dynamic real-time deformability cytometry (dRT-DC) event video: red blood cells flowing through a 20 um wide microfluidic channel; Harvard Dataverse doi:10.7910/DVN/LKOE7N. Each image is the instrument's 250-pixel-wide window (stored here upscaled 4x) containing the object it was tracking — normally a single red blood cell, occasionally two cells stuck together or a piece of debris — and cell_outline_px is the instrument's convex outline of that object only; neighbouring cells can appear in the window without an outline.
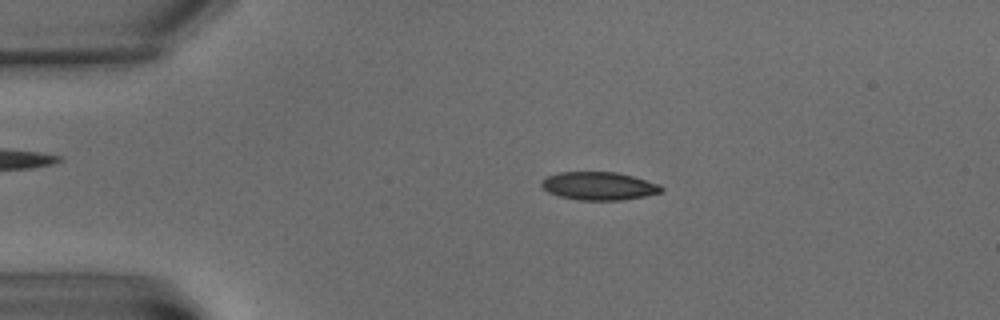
{"species": "common noctule bat (a hibernating species)", "species_latin": "Nyctalus noctula", "temperature_condition": "warm", "stored_images_in_passage": 10, "camera_frame_rate_fps": 3000, "um_per_image_px": 0.085, "animal": {"sex": "male", "body_mass_g": 15.6}, "frame": {"image": 1, "passage_image": 4, "time_ms": 3.667, "image_size_px": [1000, 320], "cell_outline_px": [[664, 192], [644, 196], [620, 200], [576, 200], [560, 196], [548, 192], [540, 184], [540, 180], [556, 172], [616, 172], [632, 176], [660, 184], [664, 188]], "centroid_in_image_um": [50.9, 15.8], "position_along_channel_um": 34.1, "area_um2": 19.71}}
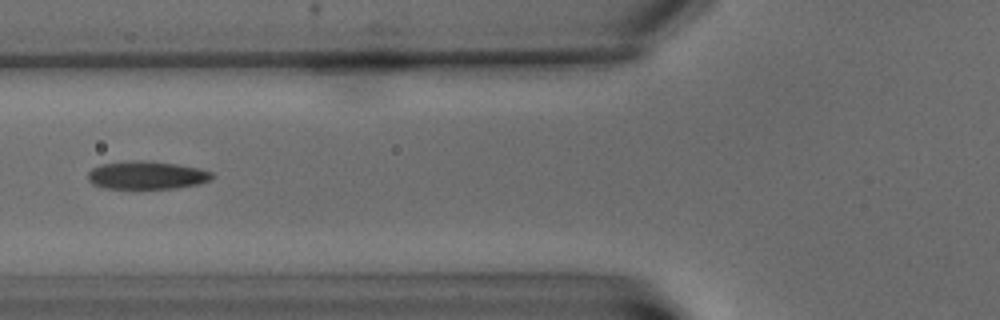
{"frame": {"image": 2, "passage_image": 7, "time_ms": 8.0, "image_size_px": [1000, 320], "cell_outline_px": [[212, 180], [200, 184], [176, 188], [100, 188], [92, 184], [88, 180], [88, 172], [92, 168], [100, 164], [128, 160], [144, 160], [176, 164], [200, 168], [212, 172]], "centroid_in_image_um": [12.45, 14.89], "position_along_channel_um": 113.3, "area_um2": 20.52}}
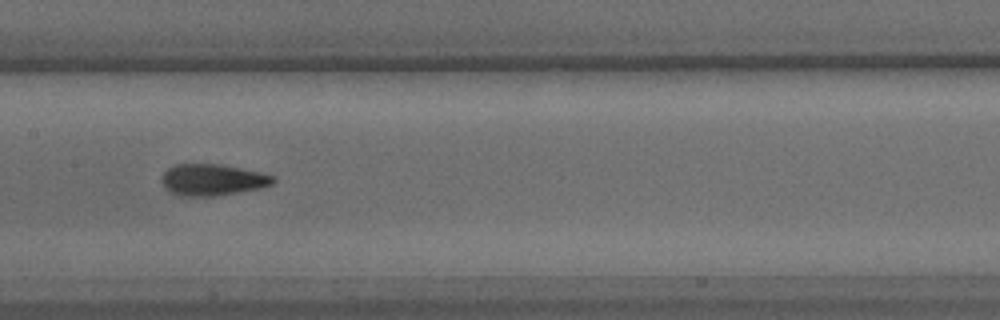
{"frame": {"image": 3, "passage_image": 9, "time_ms": 10.667, "image_size_px": [1000, 320], "cell_outline_px": [[276, 180], [272, 184], [260, 188], [216, 196], [180, 196], [168, 192], [164, 188], [160, 180], [164, 172], [168, 168], [176, 164], [224, 164], [260, 172], [276, 176]], "centroid_in_image_um": [18.04, 15.28], "position_along_channel_um": 189.4, "area_um2": 20.75}}